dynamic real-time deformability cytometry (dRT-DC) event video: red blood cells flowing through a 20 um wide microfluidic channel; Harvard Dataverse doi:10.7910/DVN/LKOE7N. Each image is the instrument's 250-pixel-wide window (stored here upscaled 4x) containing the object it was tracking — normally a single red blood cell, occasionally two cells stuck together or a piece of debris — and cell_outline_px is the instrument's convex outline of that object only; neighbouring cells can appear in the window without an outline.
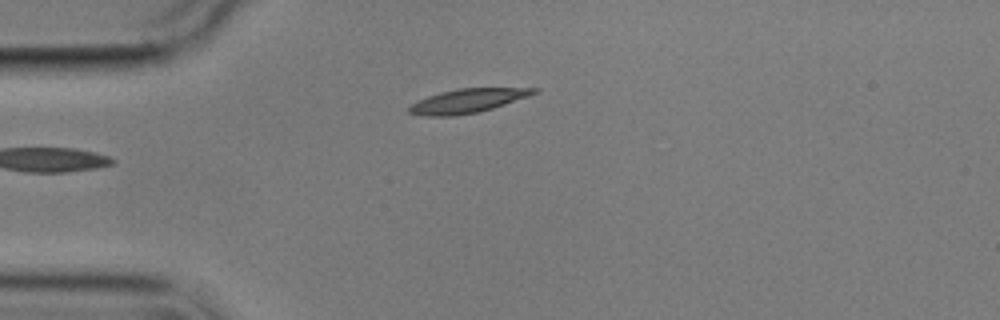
{"species": "common noctule bat (a hibernating species)", "species_latin": "Nyctalus noctula", "temperature_condition": "cold", "stored_images_in_passage": 5, "camera_frame_rate_fps": 3000, "um_per_image_px": 0.085, "animal": {"sex": "male", "body_mass_g": 17.9}, "frame": {"image": 1, "passage_image": 5, "time_ms": 5.0, "image_size_px": [1000, 320], "cell_outline_px": [[540, 92], [492, 108], [476, 112], [456, 116], [424, 116], [408, 112], [408, 108], [412, 104], [428, 96], [440, 92], [456, 88], [540, 88]], "centroid_in_image_um": [39.75, 8.56], "position_along_channel_um": 45.3, "area_um2": 17.28}}